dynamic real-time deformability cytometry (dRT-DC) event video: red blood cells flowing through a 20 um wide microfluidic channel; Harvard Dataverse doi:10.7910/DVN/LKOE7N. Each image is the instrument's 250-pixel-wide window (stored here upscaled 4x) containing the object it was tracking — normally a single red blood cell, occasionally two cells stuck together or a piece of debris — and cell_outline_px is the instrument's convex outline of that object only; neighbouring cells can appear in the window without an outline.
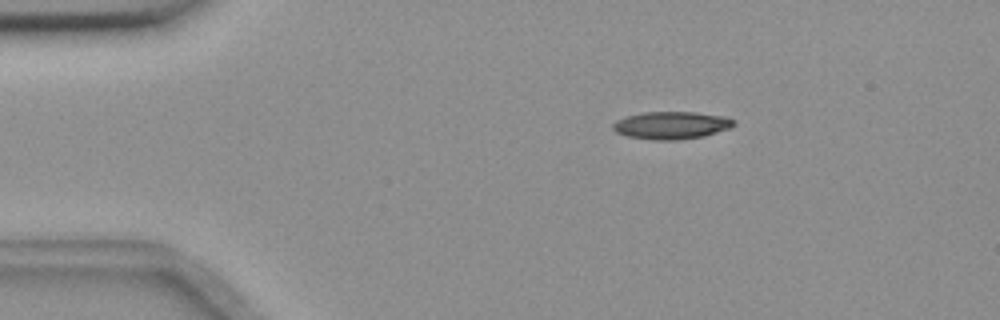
{"species": "common noctule bat (a hibernating species)", "species_latin": "Nyctalus noctula", "temperature_condition": "room temperature", "stored_images_in_passage": 5, "camera_frame_rate_fps": 3000, "um_per_image_px": 0.085, "animal": {"sex": "female", "body_mass_g": 18.4}, "frame": {"image": 1, "passage_image": 3, "time_ms": 0.667, "image_size_px": [1000, 320], "cell_outline_px": [[736, 124], [728, 128], [704, 136], [676, 140], [652, 140], [628, 136], [616, 132], [612, 128], [612, 124], [616, 120], [624, 116], [644, 112], [696, 112], [728, 116], [736, 120]], "centroid_in_image_um": [57.07, 10.64], "position_along_channel_um": 27.9, "area_um2": 19.59}}
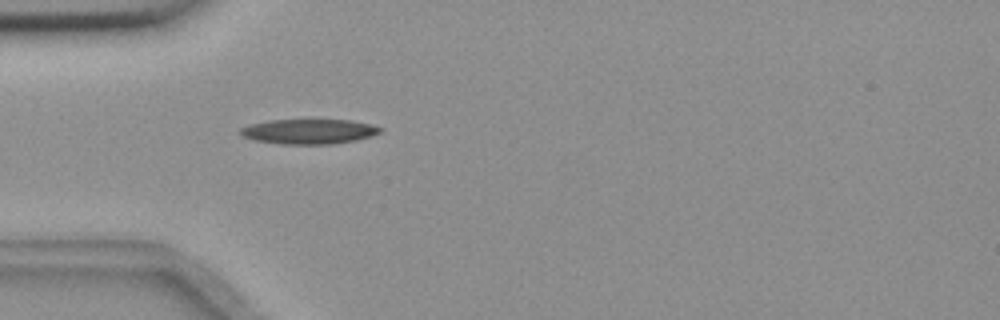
{"frame": {"image": 2, "passage_image": 5, "time_ms": 1.333, "image_size_px": [1000, 320], "cell_outline_px": [[384, 128], [380, 132], [356, 140], [332, 144], [280, 144], [256, 140], [244, 136], [240, 132], [240, 128], [252, 124], [272, 120], [352, 120], [372, 124]], "centroid_in_image_um": [26.3, 11.17], "position_along_channel_um": 58.7, "area_um2": 20.06}}